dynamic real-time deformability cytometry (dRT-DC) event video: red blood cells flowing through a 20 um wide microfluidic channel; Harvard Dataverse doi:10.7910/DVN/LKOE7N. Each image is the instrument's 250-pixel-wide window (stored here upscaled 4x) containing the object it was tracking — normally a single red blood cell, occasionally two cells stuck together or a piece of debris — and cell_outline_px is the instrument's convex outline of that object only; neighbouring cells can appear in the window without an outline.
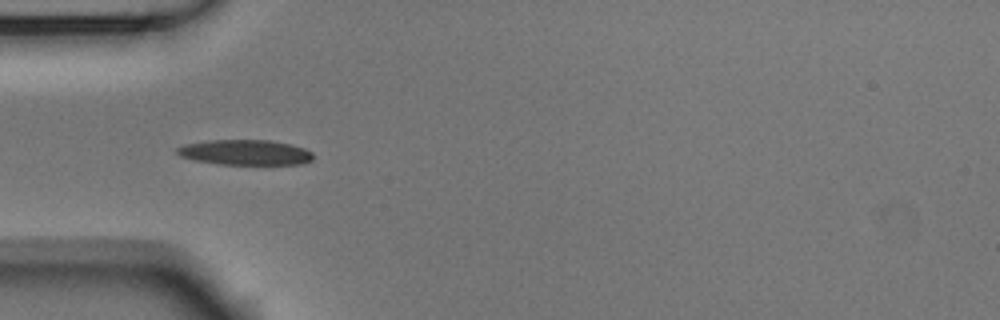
{"species": "Egyptian fruit bat (a non-hibernating species)", "species_latin": "Rousettus aegyptiacus", "temperature_condition": "room temperature", "stored_images_in_passage": 10, "camera_frame_rate_fps": 3000, "um_per_image_px": 0.085, "animal": {"sex": "male"}, "frame": {"image": 1, "passage_image": 4, "time_ms": 1.0, "image_size_px": [1000, 320], "cell_outline_px": [[312, 160], [304, 164], [220, 164], [192, 160], [180, 156], [176, 152], [176, 148], [184, 144], [212, 140], [268, 140], [292, 144], [304, 148], [312, 152]], "centroid_in_image_um": [20.84, 12.95], "position_along_channel_um": 64.2, "area_um2": 20.06}}
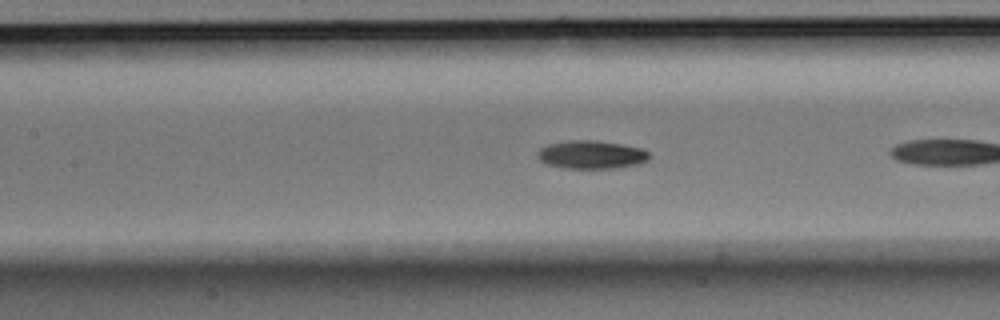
{"frame": {"image": 2, "passage_image": 9, "time_ms": 2.667, "image_size_px": [1000, 320], "cell_outline_px": [[652, 156], [648, 160], [640, 164], [612, 168], [564, 168], [544, 164], [536, 156], [536, 152], [540, 148], [548, 144], [568, 140], [596, 140], [620, 144], [640, 148], [648, 152]], "centroid_in_image_um": [50.23, 13.15], "position_along_channel_um": 157.2, "area_um2": 18.55}}